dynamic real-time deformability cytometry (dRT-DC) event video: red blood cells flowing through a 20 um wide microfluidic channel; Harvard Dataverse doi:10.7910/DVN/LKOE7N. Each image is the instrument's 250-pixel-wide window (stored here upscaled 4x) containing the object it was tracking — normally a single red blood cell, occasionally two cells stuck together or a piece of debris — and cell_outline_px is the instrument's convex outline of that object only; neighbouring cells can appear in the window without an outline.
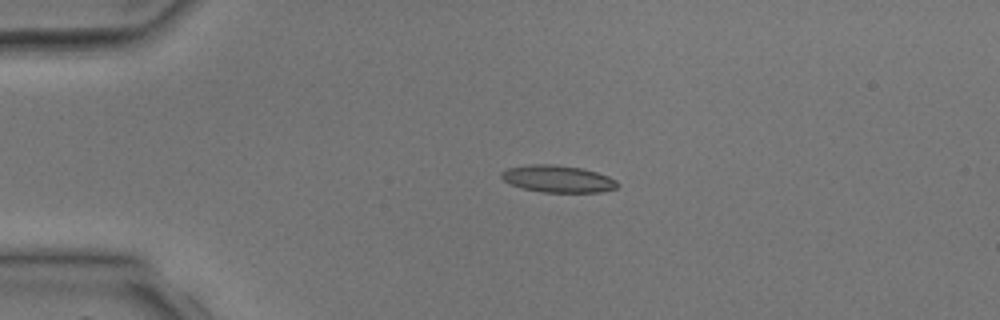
{"species": "common noctule bat (a hibernating species)", "species_latin": "Nyctalus noctula", "temperature_condition": "room temperature", "stored_images_in_passage": 4, "camera_frame_rate_fps": 3000, "um_per_image_px": 0.085, "animal": {"sex": "male", "body_mass_g": 17.9, "forearm_length_mm": 54.2}, "frame": {"image": 1, "passage_image": 3, "time_ms": 2.333, "image_size_px": [1000, 320], "cell_outline_px": [[620, 184], [616, 188], [600, 192], [540, 192], [524, 188], [512, 184], [504, 180], [500, 176], [500, 172], [508, 168], [528, 164], [552, 164], [580, 168], [596, 172], [608, 176], [616, 180]], "centroid_in_image_um": [47.41, 15.2], "position_along_channel_um": 37.6, "area_um2": 18.21}}